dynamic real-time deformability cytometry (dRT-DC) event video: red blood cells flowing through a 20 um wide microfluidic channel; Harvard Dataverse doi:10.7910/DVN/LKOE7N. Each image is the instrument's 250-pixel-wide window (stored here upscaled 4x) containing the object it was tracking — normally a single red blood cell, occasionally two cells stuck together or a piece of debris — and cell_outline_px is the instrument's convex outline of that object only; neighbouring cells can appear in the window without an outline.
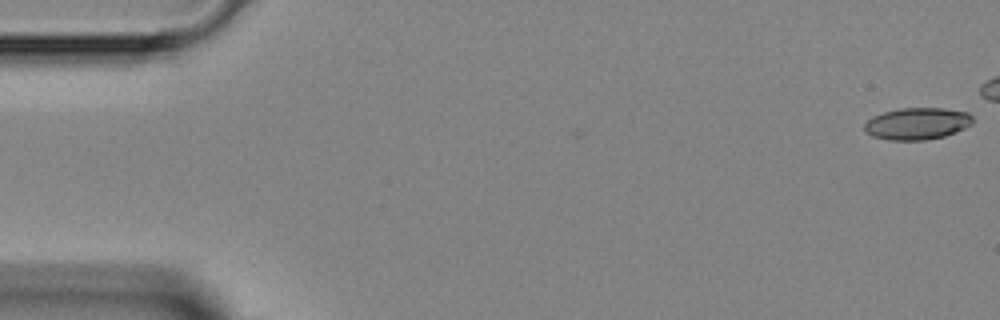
{"species": "Egyptian fruit bat (a non-hibernating species)", "species_latin": "Rousettus aegyptiacus", "temperature_condition": "room temperature", "stored_images_in_passage": 3, "camera_frame_rate_fps": 3000, "um_per_image_px": 0.085, "animal": {"sex": "female"}, "frame": {"image": 1, "passage_image": 1, "time_ms": 0.0, "image_size_px": [1000, 320], "cell_outline_px": [[972, 124], [964, 128], [944, 136], [924, 140], [888, 140], [872, 136], [864, 132], [864, 124], [872, 116], [884, 112], [900, 108], [944, 108], [968, 112], [972, 116]], "centroid_in_image_um": [77.93, 10.5], "position_along_channel_um": 7.1, "area_um2": 20.17}}